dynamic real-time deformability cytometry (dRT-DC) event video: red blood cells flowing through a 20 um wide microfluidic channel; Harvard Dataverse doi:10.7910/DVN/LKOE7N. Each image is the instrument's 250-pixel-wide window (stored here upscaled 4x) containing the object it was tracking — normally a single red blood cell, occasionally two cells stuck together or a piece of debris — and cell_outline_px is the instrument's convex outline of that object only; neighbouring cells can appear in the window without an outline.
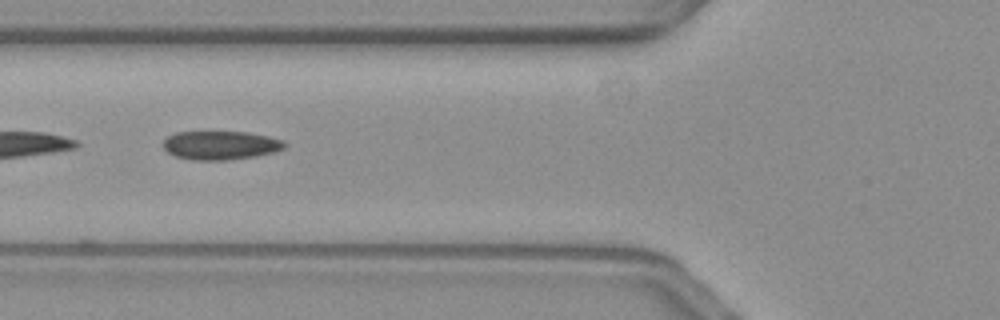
{"species": "common noctule bat (a hibernating species)", "species_latin": "Nyctalus noctula", "temperature_condition": "warm", "stored_images_in_passage": 28, "camera_frame_rate_fps": 3000, "um_per_image_px": 0.085, "animal": {"sex": "female", "body_mass_g": 19.3, "forearm_length_mm": 54.1}, "frame": {"image": 1, "passage_image": 21, "time_ms": 6.667, "image_size_px": [1000, 320], "cell_outline_px": [[288, 144], [284, 148], [276, 152], [256, 156], [228, 160], [192, 160], [176, 156], [168, 152], [164, 148], [164, 140], [168, 136], [176, 132], [248, 132], [268, 136], [284, 140]], "centroid_in_image_um": [18.8, 12.35], "position_along_channel_um": 107.0, "area_um2": 20.4}}